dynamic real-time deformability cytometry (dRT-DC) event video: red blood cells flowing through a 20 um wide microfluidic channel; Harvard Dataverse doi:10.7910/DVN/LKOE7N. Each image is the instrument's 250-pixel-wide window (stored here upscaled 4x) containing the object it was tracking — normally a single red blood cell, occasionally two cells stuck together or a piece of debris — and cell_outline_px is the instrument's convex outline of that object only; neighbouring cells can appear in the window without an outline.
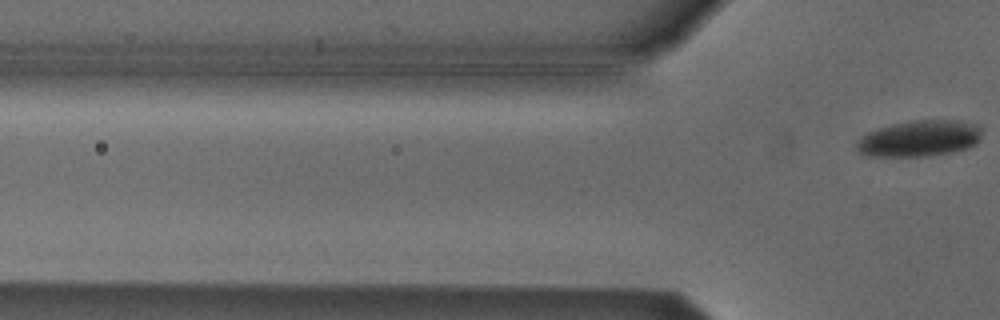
{"species": "Egyptian fruit bat (a non-hibernating species)", "species_latin": "Rousettus aegyptiacus", "temperature_condition": "cold", "stored_images_in_passage": 3, "segment_of_instrument_passage": [2, 2], "camera_frame_rate_fps": 3000, "um_per_image_px": 0.085, "animal": {"sex": "male"}, "frame": {"image": 1, "passage_image": 3, "time_ms": 0.667, "image_size_px": [1000, 320], "cell_outline_px": [[980, 140], [976, 144], [968, 148], [952, 152], [928, 156], [868, 156], [860, 152], [856, 148], [856, 140], [860, 136], [876, 128], [892, 124], [916, 120], [960, 120], [976, 124], [980, 128]], "centroid_in_image_um": [78.13, 11.77], "position_along_channel_um": 47.7, "area_um2": 26.59}}